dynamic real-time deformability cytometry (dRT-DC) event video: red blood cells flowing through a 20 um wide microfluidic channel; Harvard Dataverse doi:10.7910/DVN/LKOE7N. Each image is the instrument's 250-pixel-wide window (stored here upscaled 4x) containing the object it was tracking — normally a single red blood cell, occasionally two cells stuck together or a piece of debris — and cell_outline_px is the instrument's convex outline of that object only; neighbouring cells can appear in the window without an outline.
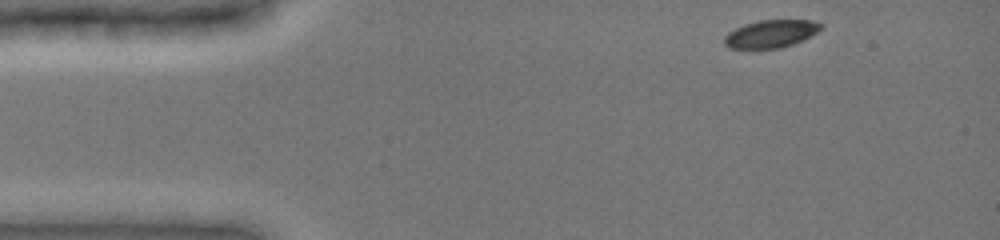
{"species": "common noctule bat (a hibernating species)", "species_latin": "Nyctalus noctula", "temperature_condition": "cold", "stored_images_in_passage": 32, "camera_frame_rate_fps": 3000, "um_per_image_px": 0.085, "animal": {"sex": "female", "body_mass_g": 19.0, "forearm_length_mm": 51.5}, "frame": {"image": 1, "passage_image": 1, "time_ms": 0.0, "image_size_px": [1000, 240], "cell_outline_px": [[824, 28], [792, 44], [780, 48], [728, 48], [724, 44], [724, 36], [728, 32], [744, 24], [760, 20], [812, 20], [824, 24]], "centroid_in_image_um": [65.51, 2.86], "position_along_channel_um": 19.5, "area_um2": 15.49}}
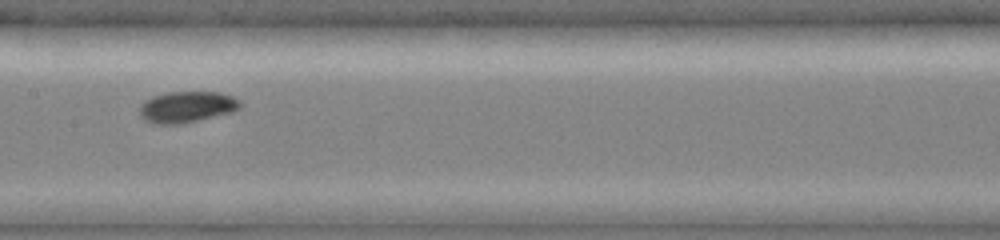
{"frame": {"image": 2, "passage_image": 20, "time_ms": 6.333, "image_size_px": [1000, 240], "cell_outline_px": [[240, 108], [232, 112], [184, 124], [152, 124], [144, 120], [140, 116], [140, 104], [144, 100], [152, 96], [168, 92], [220, 92], [232, 96], [240, 100]], "centroid_in_image_um": [15.85, 9.1], "position_along_channel_um": 191.5, "area_um2": 18.55}}
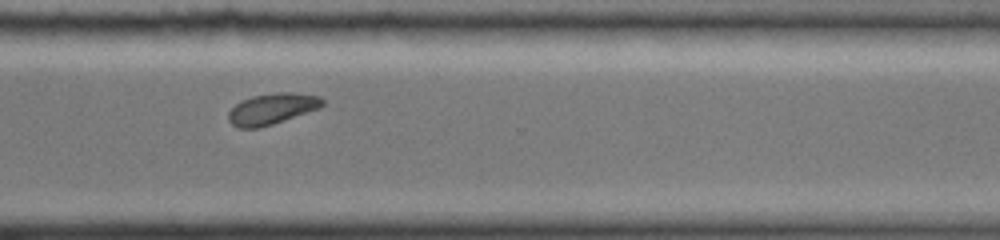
{"frame": {"image": 3, "passage_image": 32, "time_ms": 10.333, "image_size_px": [1000, 240], "cell_outline_px": [[324, 104], [320, 108], [260, 128], [236, 128], [228, 120], [228, 112], [240, 100], [252, 96], [276, 92], [292, 92], [320, 96], [324, 100]], "centroid_in_image_um": [23.11, 9.24], "position_along_channel_um": 347.5, "area_um2": 17.11}}